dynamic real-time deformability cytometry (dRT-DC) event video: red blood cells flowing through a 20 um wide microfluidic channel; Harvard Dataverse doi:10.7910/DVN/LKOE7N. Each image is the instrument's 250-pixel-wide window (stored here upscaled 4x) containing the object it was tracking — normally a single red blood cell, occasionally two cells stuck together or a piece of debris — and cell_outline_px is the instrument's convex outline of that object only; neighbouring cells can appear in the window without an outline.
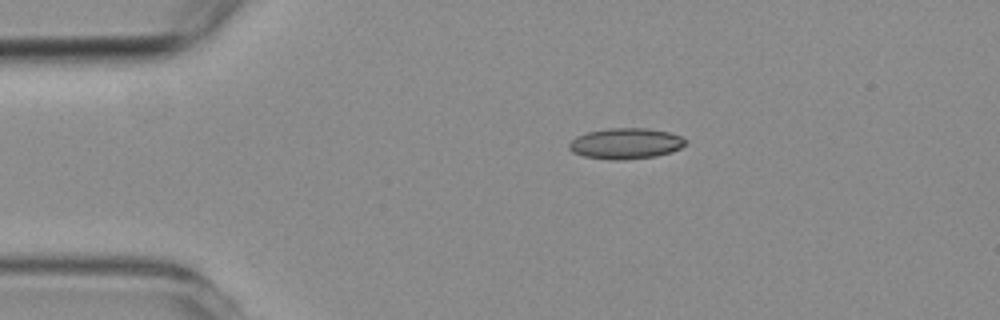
{"species": "common noctule bat (a hibernating species)", "species_latin": "Nyctalus noctula", "temperature_condition": "room temperature", "stored_images_in_passage": 3, "camera_frame_rate_fps": 3000, "um_per_image_px": 0.085, "animal": {"sex": "female", "body_mass_g": 19.3, "forearm_length_mm": 54.1}, "frame": {"image": 1, "passage_image": 2, "time_ms": 1.0, "image_size_px": [1000, 320], "cell_outline_px": [[688, 144], [672, 152], [656, 156], [624, 160], [612, 160], [584, 156], [572, 152], [568, 148], [568, 144], [576, 136], [588, 132], [608, 128], [644, 128], [668, 132], [680, 136], [688, 140]], "centroid_in_image_um": [53.2, 12.2], "position_along_channel_um": 31.8, "area_um2": 21.04}}